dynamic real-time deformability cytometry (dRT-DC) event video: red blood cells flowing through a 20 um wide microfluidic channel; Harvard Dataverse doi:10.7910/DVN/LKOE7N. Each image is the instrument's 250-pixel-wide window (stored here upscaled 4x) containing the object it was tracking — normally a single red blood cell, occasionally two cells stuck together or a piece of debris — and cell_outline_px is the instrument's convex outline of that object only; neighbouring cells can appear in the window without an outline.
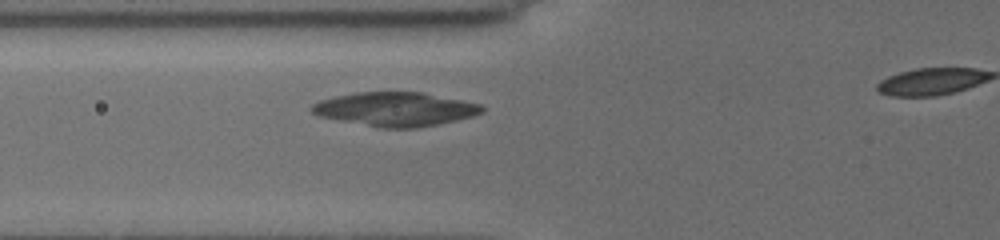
{"species": "common noctule bat (a hibernating species)", "species_latin": "Nyctalus noctula", "temperature_condition": "cold", "stored_images_in_passage": 10, "segment_of_instrument_passage": [2, 3], "camera_frame_rate_fps": 3000, "um_per_image_px": 0.085, "animal": {"sex": "female", "body_mass_g": 19.5, "forearm_length_mm": 54.1}, "frame": {"image": 1, "passage_image": 6, "time_ms": 4.667, "image_size_px": [1000, 240], "cell_outline_px": [[484, 112], [472, 116], [436, 124], [416, 128], [384, 128], [320, 116], [312, 112], [308, 108], [312, 104], [320, 100], [336, 96], [356, 92], [424, 92], [480, 104], [484, 108]], "centroid_in_image_um": [33.6, 9.26], "position_along_channel_um": 92.2, "area_um2": 33.29}}
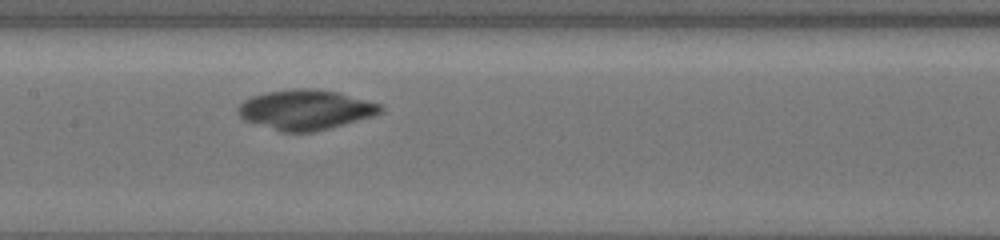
{"frame": {"image": 2, "passage_image": 9, "time_ms": 7.0, "image_size_px": [1000, 240], "cell_outline_px": [[384, 112], [372, 116], [344, 124], [312, 132], [280, 132], [244, 120], [236, 112], [236, 108], [244, 100], [252, 96], [264, 92], [292, 88], [312, 88], [340, 92], [384, 104]], "centroid_in_image_um": [25.99, 9.31], "position_along_channel_um": 181.4, "area_um2": 33.64}}